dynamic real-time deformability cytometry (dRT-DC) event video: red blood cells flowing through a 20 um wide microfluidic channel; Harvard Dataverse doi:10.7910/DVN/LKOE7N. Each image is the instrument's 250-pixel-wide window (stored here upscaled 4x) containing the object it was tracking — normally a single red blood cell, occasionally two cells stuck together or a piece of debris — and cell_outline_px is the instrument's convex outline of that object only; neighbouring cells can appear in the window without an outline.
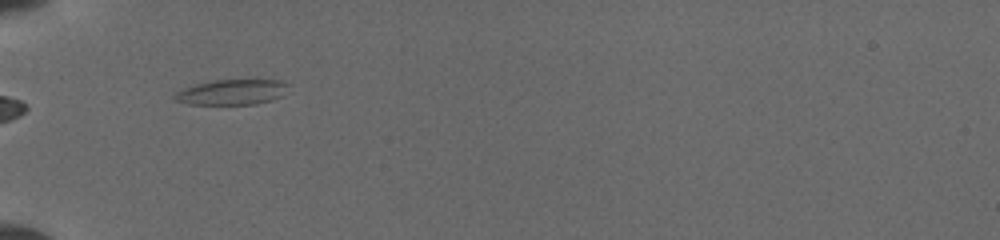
{"species": "common noctule bat (a hibernating species)", "species_latin": "Nyctalus noctula", "temperature_condition": "cold", "stored_images_in_passage": 6, "camera_frame_rate_fps": 3000, "um_per_image_px": 0.085, "animal": {"sex": "female", "body_mass_g": 19.5, "forearm_length_mm": 54.1}, "frame": {"image": 1, "passage_image": 1, "time_ms": 0.0, "image_size_px": [1000, 240], "cell_outline_px": [[292, 84], [280, 96], [272, 100], [252, 104], [188, 104], [172, 100], [172, 96], [176, 92], [184, 88], [196, 84], [212, 80], [280, 80]], "centroid_in_image_um": [19.69, 7.82], "position_along_channel_um": 65.3, "area_um2": 16.82}}
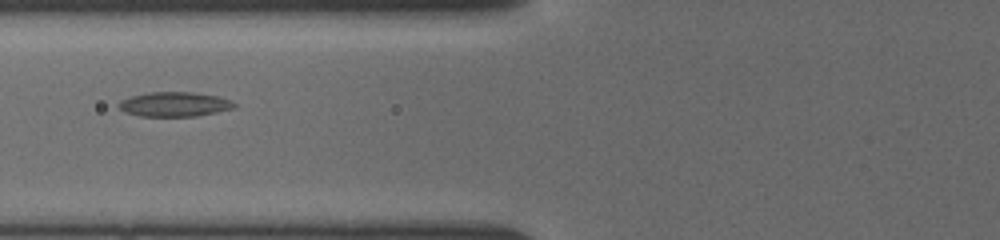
{"frame": {"image": 2, "passage_image": 5, "time_ms": 1.333, "image_size_px": [1000, 240], "cell_outline_px": [[236, 108], [196, 116], [140, 116], [124, 112], [116, 104], [120, 100], [132, 96], [148, 92], [192, 92], [216, 96], [232, 100], [236, 104]], "centroid_in_image_um": [14.82, 8.86], "position_along_channel_um": 111.0, "area_um2": 16.59}}